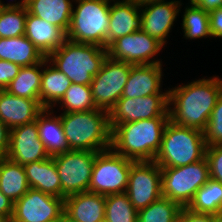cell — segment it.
<instances>
[{"mask_svg": "<svg viewBox=\"0 0 222 222\" xmlns=\"http://www.w3.org/2000/svg\"><path fill=\"white\" fill-rule=\"evenodd\" d=\"M221 94L222 80L217 76L169 89V118L177 125L203 132Z\"/></svg>", "mask_w": 222, "mask_h": 222, "instance_id": "obj_1", "label": "cell"}, {"mask_svg": "<svg viewBox=\"0 0 222 222\" xmlns=\"http://www.w3.org/2000/svg\"><path fill=\"white\" fill-rule=\"evenodd\" d=\"M169 117L112 125L110 148L135 162L154 161Z\"/></svg>", "mask_w": 222, "mask_h": 222, "instance_id": "obj_2", "label": "cell"}, {"mask_svg": "<svg viewBox=\"0 0 222 222\" xmlns=\"http://www.w3.org/2000/svg\"><path fill=\"white\" fill-rule=\"evenodd\" d=\"M60 119L69 150L101 152L110 149L111 126L108 111L63 112Z\"/></svg>", "mask_w": 222, "mask_h": 222, "instance_id": "obj_3", "label": "cell"}, {"mask_svg": "<svg viewBox=\"0 0 222 222\" xmlns=\"http://www.w3.org/2000/svg\"><path fill=\"white\" fill-rule=\"evenodd\" d=\"M108 57L107 48L66 40L46 58L72 83L89 85Z\"/></svg>", "mask_w": 222, "mask_h": 222, "instance_id": "obj_4", "label": "cell"}, {"mask_svg": "<svg viewBox=\"0 0 222 222\" xmlns=\"http://www.w3.org/2000/svg\"><path fill=\"white\" fill-rule=\"evenodd\" d=\"M203 132L168 121L154 161L161 167H181L202 160L206 154Z\"/></svg>", "mask_w": 222, "mask_h": 222, "instance_id": "obj_5", "label": "cell"}, {"mask_svg": "<svg viewBox=\"0 0 222 222\" xmlns=\"http://www.w3.org/2000/svg\"><path fill=\"white\" fill-rule=\"evenodd\" d=\"M67 39L84 44H95L106 48L111 0H75Z\"/></svg>", "mask_w": 222, "mask_h": 222, "instance_id": "obj_6", "label": "cell"}, {"mask_svg": "<svg viewBox=\"0 0 222 222\" xmlns=\"http://www.w3.org/2000/svg\"><path fill=\"white\" fill-rule=\"evenodd\" d=\"M162 196L181 207H188L196 192L210 179L209 165L204 157L181 167L161 168Z\"/></svg>", "mask_w": 222, "mask_h": 222, "instance_id": "obj_7", "label": "cell"}, {"mask_svg": "<svg viewBox=\"0 0 222 222\" xmlns=\"http://www.w3.org/2000/svg\"><path fill=\"white\" fill-rule=\"evenodd\" d=\"M134 162L111 148L96 152L89 191L105 196L126 192L129 172Z\"/></svg>", "mask_w": 222, "mask_h": 222, "instance_id": "obj_8", "label": "cell"}, {"mask_svg": "<svg viewBox=\"0 0 222 222\" xmlns=\"http://www.w3.org/2000/svg\"><path fill=\"white\" fill-rule=\"evenodd\" d=\"M96 152L70 150L53 156L61 183V198L89 191Z\"/></svg>", "mask_w": 222, "mask_h": 222, "instance_id": "obj_9", "label": "cell"}, {"mask_svg": "<svg viewBox=\"0 0 222 222\" xmlns=\"http://www.w3.org/2000/svg\"><path fill=\"white\" fill-rule=\"evenodd\" d=\"M132 66L130 63L106 58L90 84L96 108L109 112L121 98Z\"/></svg>", "mask_w": 222, "mask_h": 222, "instance_id": "obj_10", "label": "cell"}, {"mask_svg": "<svg viewBox=\"0 0 222 222\" xmlns=\"http://www.w3.org/2000/svg\"><path fill=\"white\" fill-rule=\"evenodd\" d=\"M125 193L137 211L158 200L162 197L161 167L155 161L134 162Z\"/></svg>", "mask_w": 222, "mask_h": 222, "instance_id": "obj_11", "label": "cell"}, {"mask_svg": "<svg viewBox=\"0 0 222 222\" xmlns=\"http://www.w3.org/2000/svg\"><path fill=\"white\" fill-rule=\"evenodd\" d=\"M110 126L157 117H169V94L121 97L109 110Z\"/></svg>", "mask_w": 222, "mask_h": 222, "instance_id": "obj_12", "label": "cell"}, {"mask_svg": "<svg viewBox=\"0 0 222 222\" xmlns=\"http://www.w3.org/2000/svg\"><path fill=\"white\" fill-rule=\"evenodd\" d=\"M164 45L148 33L139 29L132 34L114 40L108 47V57L132 65H149L162 63L152 59Z\"/></svg>", "mask_w": 222, "mask_h": 222, "instance_id": "obj_13", "label": "cell"}, {"mask_svg": "<svg viewBox=\"0 0 222 222\" xmlns=\"http://www.w3.org/2000/svg\"><path fill=\"white\" fill-rule=\"evenodd\" d=\"M64 211V198L29 188L14 202L10 222H56Z\"/></svg>", "mask_w": 222, "mask_h": 222, "instance_id": "obj_14", "label": "cell"}, {"mask_svg": "<svg viewBox=\"0 0 222 222\" xmlns=\"http://www.w3.org/2000/svg\"><path fill=\"white\" fill-rule=\"evenodd\" d=\"M50 155L39 138L37 120L10 129L7 157L22 166L31 162L46 160Z\"/></svg>", "mask_w": 222, "mask_h": 222, "instance_id": "obj_15", "label": "cell"}, {"mask_svg": "<svg viewBox=\"0 0 222 222\" xmlns=\"http://www.w3.org/2000/svg\"><path fill=\"white\" fill-rule=\"evenodd\" d=\"M181 1L170 0L149 2L141 4V25L140 29L157 39L163 45L166 44V38L174 24L177 14L181 11Z\"/></svg>", "mask_w": 222, "mask_h": 222, "instance_id": "obj_16", "label": "cell"}, {"mask_svg": "<svg viewBox=\"0 0 222 222\" xmlns=\"http://www.w3.org/2000/svg\"><path fill=\"white\" fill-rule=\"evenodd\" d=\"M43 110L40 100L18 97L0 90V121L10 129L34 122Z\"/></svg>", "mask_w": 222, "mask_h": 222, "instance_id": "obj_17", "label": "cell"}, {"mask_svg": "<svg viewBox=\"0 0 222 222\" xmlns=\"http://www.w3.org/2000/svg\"><path fill=\"white\" fill-rule=\"evenodd\" d=\"M109 9V27L106 48L117 38L132 34L140 29V4L135 0H112Z\"/></svg>", "mask_w": 222, "mask_h": 222, "instance_id": "obj_18", "label": "cell"}, {"mask_svg": "<svg viewBox=\"0 0 222 222\" xmlns=\"http://www.w3.org/2000/svg\"><path fill=\"white\" fill-rule=\"evenodd\" d=\"M162 64L133 65L121 97L136 98L153 94H169L160 90Z\"/></svg>", "mask_w": 222, "mask_h": 222, "instance_id": "obj_19", "label": "cell"}, {"mask_svg": "<svg viewBox=\"0 0 222 222\" xmlns=\"http://www.w3.org/2000/svg\"><path fill=\"white\" fill-rule=\"evenodd\" d=\"M47 57L66 40V33L48 21L30 14L27 10L24 34Z\"/></svg>", "mask_w": 222, "mask_h": 222, "instance_id": "obj_20", "label": "cell"}, {"mask_svg": "<svg viewBox=\"0 0 222 222\" xmlns=\"http://www.w3.org/2000/svg\"><path fill=\"white\" fill-rule=\"evenodd\" d=\"M106 196L86 191L65 197V212L78 222H100L105 219Z\"/></svg>", "mask_w": 222, "mask_h": 222, "instance_id": "obj_21", "label": "cell"}, {"mask_svg": "<svg viewBox=\"0 0 222 222\" xmlns=\"http://www.w3.org/2000/svg\"><path fill=\"white\" fill-rule=\"evenodd\" d=\"M30 188L61 197V183L53 157L23 166Z\"/></svg>", "mask_w": 222, "mask_h": 222, "instance_id": "obj_22", "label": "cell"}, {"mask_svg": "<svg viewBox=\"0 0 222 222\" xmlns=\"http://www.w3.org/2000/svg\"><path fill=\"white\" fill-rule=\"evenodd\" d=\"M45 58L25 35L13 38H0V60L25 67L40 63Z\"/></svg>", "mask_w": 222, "mask_h": 222, "instance_id": "obj_23", "label": "cell"}, {"mask_svg": "<svg viewBox=\"0 0 222 222\" xmlns=\"http://www.w3.org/2000/svg\"><path fill=\"white\" fill-rule=\"evenodd\" d=\"M25 6L30 14L68 31L74 8L70 0H29Z\"/></svg>", "mask_w": 222, "mask_h": 222, "instance_id": "obj_24", "label": "cell"}, {"mask_svg": "<svg viewBox=\"0 0 222 222\" xmlns=\"http://www.w3.org/2000/svg\"><path fill=\"white\" fill-rule=\"evenodd\" d=\"M52 114V109H44L37 117L39 138L44 143L50 157L70 151L64 135L60 116L53 117Z\"/></svg>", "mask_w": 222, "mask_h": 222, "instance_id": "obj_25", "label": "cell"}, {"mask_svg": "<svg viewBox=\"0 0 222 222\" xmlns=\"http://www.w3.org/2000/svg\"><path fill=\"white\" fill-rule=\"evenodd\" d=\"M42 69L39 100L44 109H53L71 85L69 78L50 62ZM53 106V107H52Z\"/></svg>", "mask_w": 222, "mask_h": 222, "instance_id": "obj_26", "label": "cell"}, {"mask_svg": "<svg viewBox=\"0 0 222 222\" xmlns=\"http://www.w3.org/2000/svg\"><path fill=\"white\" fill-rule=\"evenodd\" d=\"M30 188L24 167L8 158L0 160V191L13 203Z\"/></svg>", "mask_w": 222, "mask_h": 222, "instance_id": "obj_27", "label": "cell"}, {"mask_svg": "<svg viewBox=\"0 0 222 222\" xmlns=\"http://www.w3.org/2000/svg\"><path fill=\"white\" fill-rule=\"evenodd\" d=\"M44 66H46V58L35 65L21 67L19 74L9 83L5 90L18 97L39 100L41 67L43 68Z\"/></svg>", "mask_w": 222, "mask_h": 222, "instance_id": "obj_28", "label": "cell"}, {"mask_svg": "<svg viewBox=\"0 0 222 222\" xmlns=\"http://www.w3.org/2000/svg\"><path fill=\"white\" fill-rule=\"evenodd\" d=\"M187 208L197 213L222 216V183L210 178L196 192Z\"/></svg>", "mask_w": 222, "mask_h": 222, "instance_id": "obj_29", "label": "cell"}, {"mask_svg": "<svg viewBox=\"0 0 222 222\" xmlns=\"http://www.w3.org/2000/svg\"><path fill=\"white\" fill-rule=\"evenodd\" d=\"M27 8L22 4H2L0 7V38H13L25 34Z\"/></svg>", "mask_w": 222, "mask_h": 222, "instance_id": "obj_30", "label": "cell"}, {"mask_svg": "<svg viewBox=\"0 0 222 222\" xmlns=\"http://www.w3.org/2000/svg\"><path fill=\"white\" fill-rule=\"evenodd\" d=\"M182 207L166 197H160L138 211V222H177Z\"/></svg>", "mask_w": 222, "mask_h": 222, "instance_id": "obj_31", "label": "cell"}, {"mask_svg": "<svg viewBox=\"0 0 222 222\" xmlns=\"http://www.w3.org/2000/svg\"><path fill=\"white\" fill-rule=\"evenodd\" d=\"M184 37L187 39L212 37L209 25V12L190 4L185 8L182 21Z\"/></svg>", "mask_w": 222, "mask_h": 222, "instance_id": "obj_32", "label": "cell"}, {"mask_svg": "<svg viewBox=\"0 0 222 222\" xmlns=\"http://www.w3.org/2000/svg\"><path fill=\"white\" fill-rule=\"evenodd\" d=\"M105 219L107 222H138V211L125 192L109 194L106 195Z\"/></svg>", "mask_w": 222, "mask_h": 222, "instance_id": "obj_33", "label": "cell"}, {"mask_svg": "<svg viewBox=\"0 0 222 222\" xmlns=\"http://www.w3.org/2000/svg\"><path fill=\"white\" fill-rule=\"evenodd\" d=\"M64 112L89 111L97 109L93 99L91 87L84 84L71 83L61 100Z\"/></svg>", "mask_w": 222, "mask_h": 222, "instance_id": "obj_34", "label": "cell"}, {"mask_svg": "<svg viewBox=\"0 0 222 222\" xmlns=\"http://www.w3.org/2000/svg\"><path fill=\"white\" fill-rule=\"evenodd\" d=\"M203 136L206 146L222 145V94L212 110Z\"/></svg>", "mask_w": 222, "mask_h": 222, "instance_id": "obj_35", "label": "cell"}, {"mask_svg": "<svg viewBox=\"0 0 222 222\" xmlns=\"http://www.w3.org/2000/svg\"><path fill=\"white\" fill-rule=\"evenodd\" d=\"M205 158L209 165L210 178L222 183V145L207 146Z\"/></svg>", "mask_w": 222, "mask_h": 222, "instance_id": "obj_36", "label": "cell"}, {"mask_svg": "<svg viewBox=\"0 0 222 222\" xmlns=\"http://www.w3.org/2000/svg\"><path fill=\"white\" fill-rule=\"evenodd\" d=\"M21 66L0 60V90H5L9 83L19 74Z\"/></svg>", "mask_w": 222, "mask_h": 222, "instance_id": "obj_37", "label": "cell"}, {"mask_svg": "<svg viewBox=\"0 0 222 222\" xmlns=\"http://www.w3.org/2000/svg\"><path fill=\"white\" fill-rule=\"evenodd\" d=\"M219 216L197 213L187 207H182L177 222H217Z\"/></svg>", "mask_w": 222, "mask_h": 222, "instance_id": "obj_38", "label": "cell"}, {"mask_svg": "<svg viewBox=\"0 0 222 222\" xmlns=\"http://www.w3.org/2000/svg\"><path fill=\"white\" fill-rule=\"evenodd\" d=\"M209 25L212 37L222 38V7L209 12Z\"/></svg>", "mask_w": 222, "mask_h": 222, "instance_id": "obj_39", "label": "cell"}, {"mask_svg": "<svg viewBox=\"0 0 222 222\" xmlns=\"http://www.w3.org/2000/svg\"><path fill=\"white\" fill-rule=\"evenodd\" d=\"M9 138L10 128L0 121V160L7 157Z\"/></svg>", "mask_w": 222, "mask_h": 222, "instance_id": "obj_40", "label": "cell"}, {"mask_svg": "<svg viewBox=\"0 0 222 222\" xmlns=\"http://www.w3.org/2000/svg\"><path fill=\"white\" fill-rule=\"evenodd\" d=\"M13 206L14 203L0 191V215L10 221L13 215Z\"/></svg>", "mask_w": 222, "mask_h": 222, "instance_id": "obj_41", "label": "cell"}, {"mask_svg": "<svg viewBox=\"0 0 222 222\" xmlns=\"http://www.w3.org/2000/svg\"><path fill=\"white\" fill-rule=\"evenodd\" d=\"M190 4L198 6L206 12H210L222 7V0H190Z\"/></svg>", "mask_w": 222, "mask_h": 222, "instance_id": "obj_42", "label": "cell"}, {"mask_svg": "<svg viewBox=\"0 0 222 222\" xmlns=\"http://www.w3.org/2000/svg\"><path fill=\"white\" fill-rule=\"evenodd\" d=\"M56 222H78L77 220L70 217L65 211L62 213L60 218Z\"/></svg>", "mask_w": 222, "mask_h": 222, "instance_id": "obj_43", "label": "cell"}, {"mask_svg": "<svg viewBox=\"0 0 222 222\" xmlns=\"http://www.w3.org/2000/svg\"><path fill=\"white\" fill-rule=\"evenodd\" d=\"M138 4H146L149 2H156V1H165V0H135Z\"/></svg>", "mask_w": 222, "mask_h": 222, "instance_id": "obj_44", "label": "cell"}, {"mask_svg": "<svg viewBox=\"0 0 222 222\" xmlns=\"http://www.w3.org/2000/svg\"><path fill=\"white\" fill-rule=\"evenodd\" d=\"M0 222H10L5 216L0 215Z\"/></svg>", "mask_w": 222, "mask_h": 222, "instance_id": "obj_45", "label": "cell"}, {"mask_svg": "<svg viewBox=\"0 0 222 222\" xmlns=\"http://www.w3.org/2000/svg\"><path fill=\"white\" fill-rule=\"evenodd\" d=\"M28 1H29V0H21V2L11 3V4H22V5H26V3H27Z\"/></svg>", "mask_w": 222, "mask_h": 222, "instance_id": "obj_46", "label": "cell"}, {"mask_svg": "<svg viewBox=\"0 0 222 222\" xmlns=\"http://www.w3.org/2000/svg\"><path fill=\"white\" fill-rule=\"evenodd\" d=\"M217 222H222V216H219V219L217 220Z\"/></svg>", "mask_w": 222, "mask_h": 222, "instance_id": "obj_47", "label": "cell"}, {"mask_svg": "<svg viewBox=\"0 0 222 222\" xmlns=\"http://www.w3.org/2000/svg\"><path fill=\"white\" fill-rule=\"evenodd\" d=\"M100 222H107V220H106V219H103V220H101Z\"/></svg>", "mask_w": 222, "mask_h": 222, "instance_id": "obj_48", "label": "cell"}]
</instances>
